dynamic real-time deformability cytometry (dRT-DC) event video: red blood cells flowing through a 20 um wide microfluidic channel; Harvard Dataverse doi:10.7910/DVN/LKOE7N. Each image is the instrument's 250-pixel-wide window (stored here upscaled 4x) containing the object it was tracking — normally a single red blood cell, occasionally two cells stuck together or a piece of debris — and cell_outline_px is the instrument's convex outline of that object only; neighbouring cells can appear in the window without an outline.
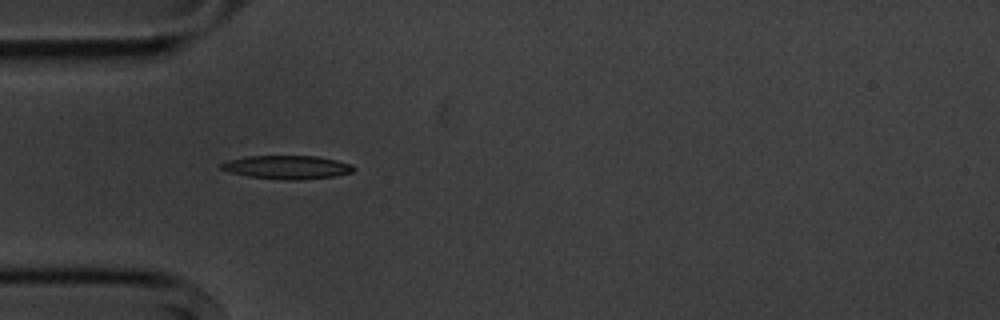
{"species": "common noctule bat (a hibernating species)", "species_latin": "Nyctalus noctula", "temperature_condition": "cold", "stored_images_in_passage": 3, "camera_frame_rate_fps": 3000, "um_per_image_px": 0.085, "animal": {"sex": "male", "body_mass_g": 20.1, "forearm_length_mm": 53.5}, "frame": {"image": 1, "passage_image": 2, "time_ms": 1.333, "image_size_px": [1000, 320], "cell_outline_px": [[356, 168], [352, 172], [336, 176], [300, 180], [284, 180], [248, 176], [232, 172], [220, 168], [220, 164], [228, 160], [248, 156], [316, 156], [336, 160], [352, 164]], "centroid_in_image_um": [24.44, 14.21], "position_along_channel_um": 60.6, "area_um2": 18.09}}
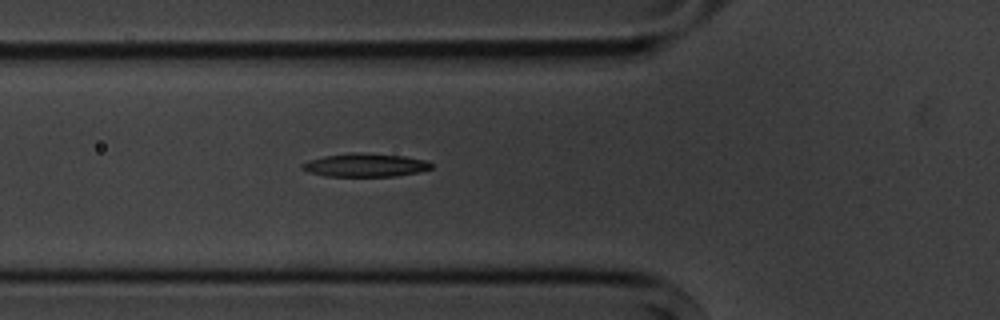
{"frame": {"image": 2, "passage_image": 3, "time_ms": 2.333, "image_size_px": [1000, 320], "cell_outline_px": [[432, 168], [420, 172], [396, 176], [324, 176], [308, 172], [300, 168], [300, 164], [308, 160], [324, 156], [352, 152], [360, 152], [404, 156], [428, 160], [432, 164]], "centroid_in_image_um": [31.03, 14.03], "position_along_channel_um": 94.8, "area_um2": 17.8}}